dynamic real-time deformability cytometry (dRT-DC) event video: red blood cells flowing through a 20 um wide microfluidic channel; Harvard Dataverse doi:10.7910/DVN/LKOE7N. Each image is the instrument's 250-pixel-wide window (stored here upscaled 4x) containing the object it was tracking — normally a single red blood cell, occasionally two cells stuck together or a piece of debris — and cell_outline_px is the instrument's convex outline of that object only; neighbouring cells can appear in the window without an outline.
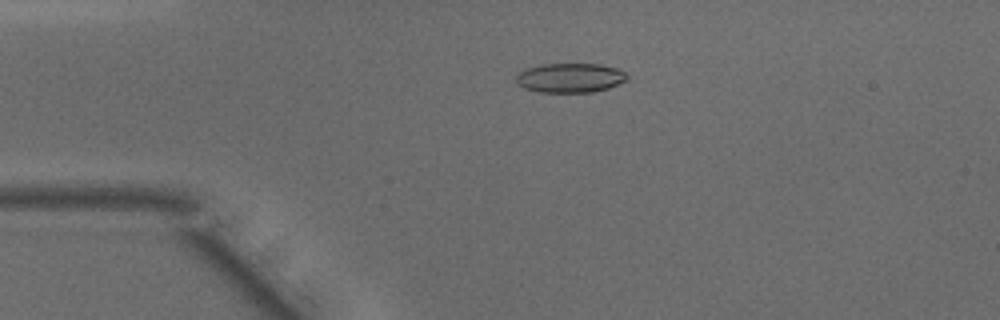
{"species": "common noctule bat (a hibernating species)", "species_latin": "Nyctalus noctula", "temperature_condition": "warm", "stored_images_in_passage": 48, "camera_frame_rate_fps": 3000, "um_per_image_px": 0.085, "animal": {"sex": "male", "body_mass_g": 15.6}, "frame": {"image": 1, "passage_image": 11, "time_ms": 3.333, "image_size_px": [1000, 320], "cell_outline_px": [[628, 80], [608, 88], [592, 92], [536, 92], [524, 88], [516, 84], [516, 76], [524, 68], [540, 64], [600, 64], [616, 68], [624, 72], [628, 76]], "centroid_in_image_um": [48.43, 6.61], "position_along_channel_um": 36.6, "area_um2": 19.19}}
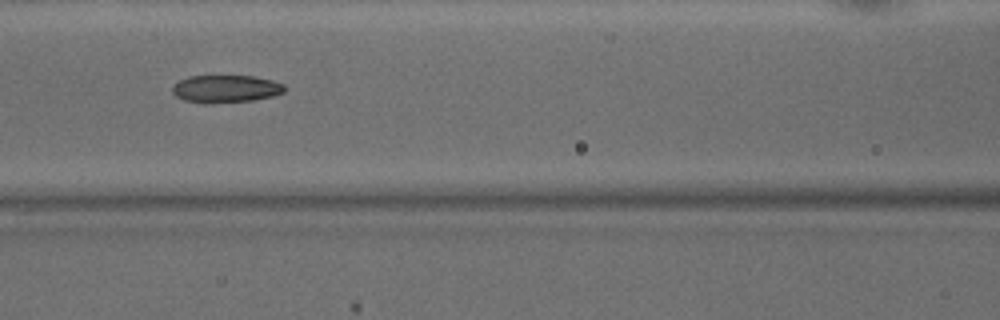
{"frame": {"image": 2, "passage_image": 21, "time_ms": 6.667, "image_size_px": [1000, 320], "cell_outline_px": [[284, 92], [272, 96], [252, 100], [204, 104], [184, 100], [176, 96], [172, 92], [172, 88], [180, 80], [188, 76], [252, 76], [272, 80], [284, 84]], "centroid_in_image_um": [19.17, 7.55], "position_along_channel_um": 147.4, "area_um2": 17.92}}
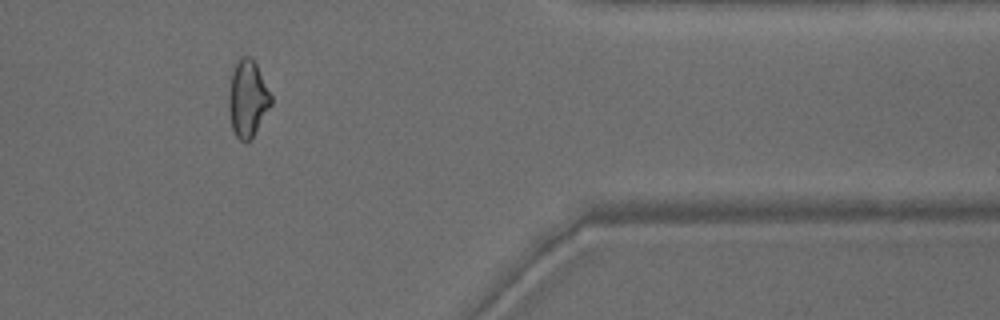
{"frame": {"image": 3, "passage_image": 40, "time_ms": 13.0, "image_size_px": [1000, 320], "cell_outline_px": [[272, 104], [252, 136], [244, 144], [236, 136], [232, 128], [228, 108], [228, 92], [232, 72], [236, 60], [240, 56], [248, 56], [256, 64], [272, 96]], "centroid_in_image_um": [21.03, 8.36], "position_along_channel_um": 390.4, "area_um2": 18.84}, "authors_computed_cell_mechanics": {"area_um2": 19.1896, "velocity_mm_per_s": 4.2123, "shape_relaxation_time_tau1_ms": null, "shape_relaxation_time_tau2_ms": 2.5771, "deformation_change_tau1": null, "deformation_change_tau2": 0.0945}}